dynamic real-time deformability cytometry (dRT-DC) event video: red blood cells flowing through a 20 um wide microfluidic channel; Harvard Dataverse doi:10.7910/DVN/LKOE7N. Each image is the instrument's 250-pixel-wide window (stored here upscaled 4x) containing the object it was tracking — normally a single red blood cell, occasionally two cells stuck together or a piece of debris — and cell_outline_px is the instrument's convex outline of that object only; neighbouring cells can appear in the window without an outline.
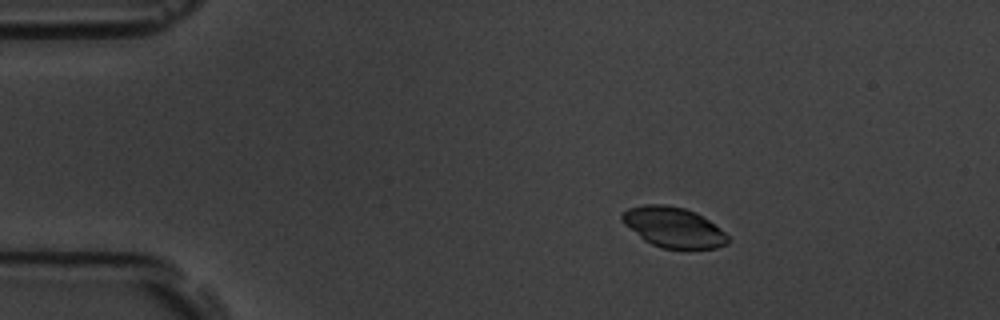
{"species": "common noctule bat (a hibernating species)", "species_latin": "Nyctalus noctula", "temperature_condition": "room temperature", "stored_images_in_passage": 4, "camera_frame_rate_fps": 3000, "um_per_image_px": 0.085, "animal": {"sex": "male", "body_mass_g": 19.5, "forearm_length_mm": 54.6}, "frame": {"image": 1, "passage_image": 2, "time_ms": 1.0, "image_size_px": [1000, 320], "cell_outline_px": [[728, 244], [716, 248], [660, 248], [644, 240], [624, 224], [620, 220], [620, 216], [628, 208], [644, 204], [668, 204], [684, 208], [696, 212], [720, 228], [728, 236]], "centroid_in_image_um": [57.22, 19.3], "position_along_channel_um": 27.8, "area_um2": 24.8}}